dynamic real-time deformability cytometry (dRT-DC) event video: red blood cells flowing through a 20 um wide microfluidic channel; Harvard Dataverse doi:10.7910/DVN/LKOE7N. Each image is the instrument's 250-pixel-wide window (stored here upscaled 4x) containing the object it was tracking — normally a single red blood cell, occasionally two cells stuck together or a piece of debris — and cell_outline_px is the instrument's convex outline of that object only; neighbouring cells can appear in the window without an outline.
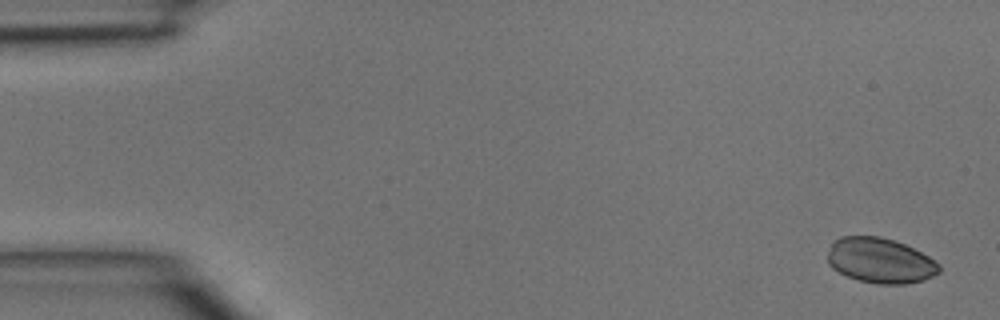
{"species": "common noctule bat (a hibernating species)", "species_latin": "Nyctalus noctula", "temperature_condition": "room temperature", "stored_images_in_passage": 4, "camera_frame_rate_fps": 3000, "um_per_image_px": 0.085, "animal": {"sex": "male", "body_mass_g": 15.6}, "frame": {"image": 1, "passage_image": 1, "time_ms": 0.0, "image_size_px": [1000, 320], "cell_outline_px": [[940, 272], [924, 280], [904, 284], [876, 284], [860, 280], [848, 276], [832, 268], [828, 264], [828, 252], [832, 240], [840, 236], [880, 236], [896, 240], [928, 256], [940, 264]], "centroid_in_image_um": [74.8, 22.13], "position_along_channel_um": 10.2, "area_um2": 29.48}}
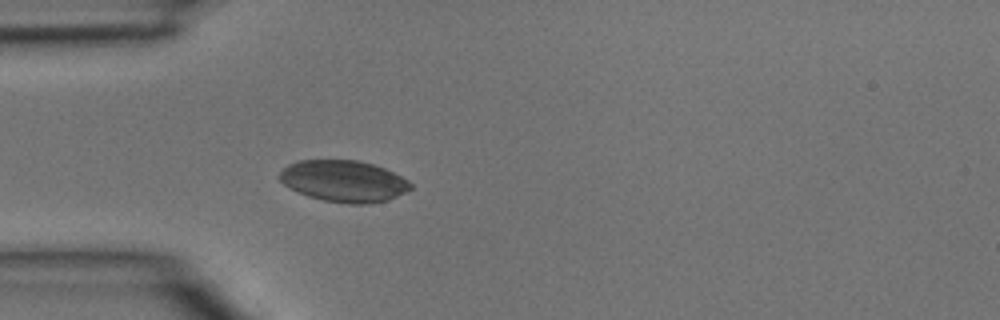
{"frame": {"image": 2, "passage_image": 4, "time_ms": 1.0, "image_size_px": [1000, 320], "cell_outline_px": [[412, 188], [388, 200], [368, 204], [348, 204], [324, 200], [308, 196], [284, 184], [276, 176], [288, 164], [300, 160], [356, 160], [372, 164], [384, 168], [408, 180], [412, 184]], "centroid_in_image_um": [29.21, 15.39], "position_along_channel_um": 55.8, "area_um2": 31.5}}